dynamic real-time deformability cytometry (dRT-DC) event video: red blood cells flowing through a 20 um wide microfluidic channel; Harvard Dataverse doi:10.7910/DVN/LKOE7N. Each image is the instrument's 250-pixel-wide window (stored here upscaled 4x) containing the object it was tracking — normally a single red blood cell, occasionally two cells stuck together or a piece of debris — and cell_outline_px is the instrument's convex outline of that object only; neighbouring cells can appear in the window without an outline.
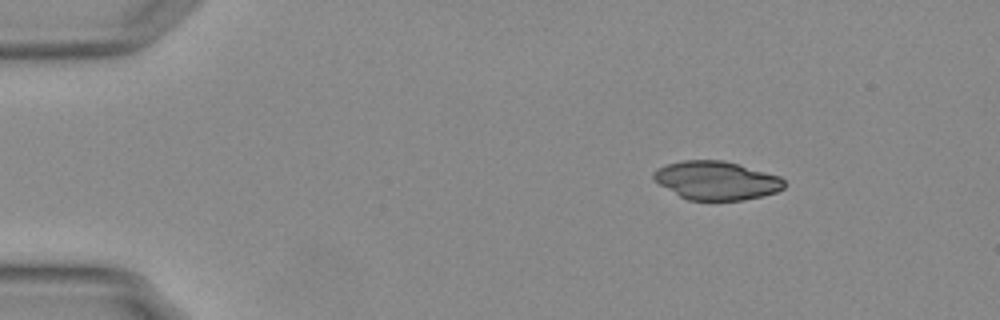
{"species": "Egyptian fruit bat (a non-hibernating species)", "species_latin": "Rousettus aegyptiacus", "temperature_condition": "warm", "stored_images_in_passage": 47, "camera_frame_rate_fps": 3000, "um_per_image_px": 0.085, "animal": {"sex": "female"}, "frame": {"image": 1, "passage_image": 1, "time_ms": 0.0, "image_size_px": [1000, 320], "cell_outline_px": [[788, 184], [784, 188], [776, 192], [744, 200], [688, 200], [680, 196], [660, 184], [652, 176], [652, 172], [668, 164], [684, 160], [724, 160], [740, 164], [780, 176]], "centroid_in_image_um": [60.95, 15.33], "position_along_channel_um": 24.1, "area_um2": 29.25}}
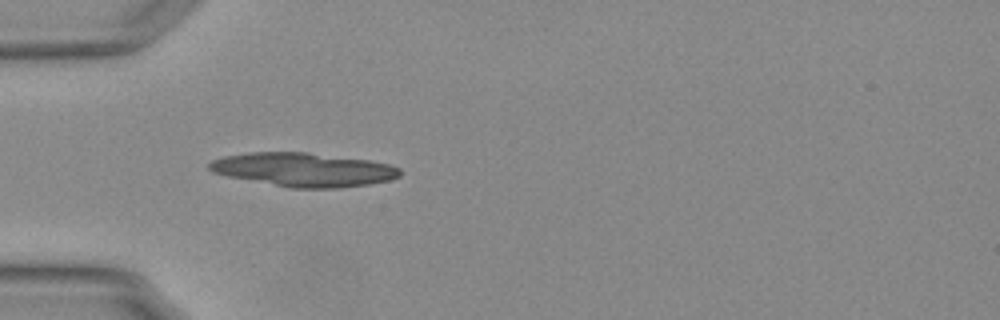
{"frame": {"image": 2, "passage_image": 10, "time_ms": 3.0, "image_size_px": [1000, 320], "cell_outline_px": [[400, 176], [388, 180], [368, 184], [336, 188], [292, 188], [228, 176], [212, 172], [208, 168], [208, 164], [212, 160], [224, 156], [248, 152], [308, 152], [368, 160], [392, 164], [400, 168]], "centroid_in_image_um": [25.8, 14.41], "position_along_channel_um": 59.2, "area_um2": 37.4}}